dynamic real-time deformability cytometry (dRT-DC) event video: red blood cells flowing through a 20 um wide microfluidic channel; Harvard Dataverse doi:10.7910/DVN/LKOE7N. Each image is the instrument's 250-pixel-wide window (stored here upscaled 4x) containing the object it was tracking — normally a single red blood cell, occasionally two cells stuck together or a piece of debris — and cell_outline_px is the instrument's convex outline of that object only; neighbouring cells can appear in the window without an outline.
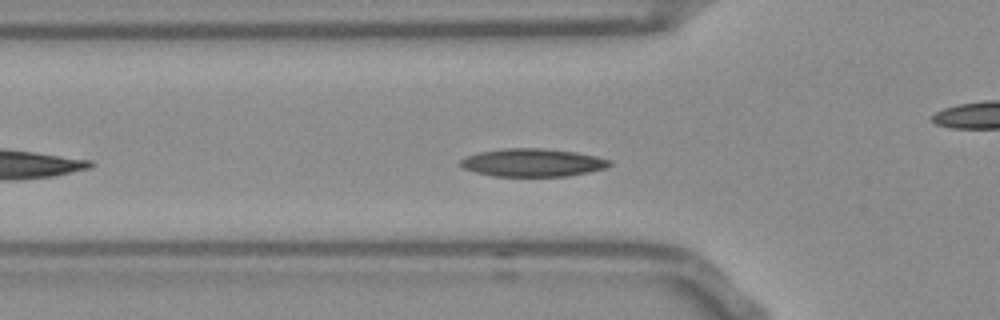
{"species": "Egyptian fruit bat (a non-hibernating species)", "species_latin": "Rousettus aegyptiacus", "temperature_condition": "room temperature", "stored_images_in_passage": 14, "camera_frame_rate_fps": 3000, "um_per_image_px": 0.085, "frame": {"image": 1, "passage_image": 3, "time_ms": 0.667, "image_size_px": [1000, 320], "cell_outline_px": [[612, 164], [604, 168], [588, 172], [568, 176], [492, 176], [476, 172], [464, 168], [460, 164], [460, 160], [468, 156], [480, 152], [504, 148], [544, 148], [576, 152], [596, 156], [612, 160]], "centroid_in_image_um": [45.3, 13.82], "position_along_channel_um": 80.5, "area_um2": 24.22}}
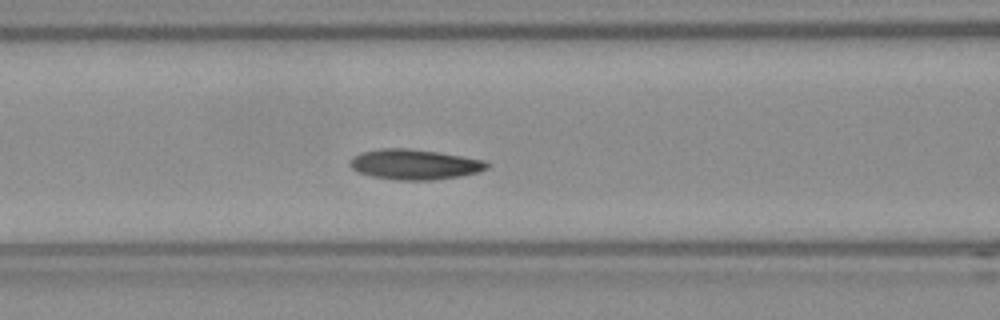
{"frame": {"image": 2, "passage_image": 7, "time_ms": 2.0, "image_size_px": [1000, 320], "cell_outline_px": [[488, 168], [476, 172], [460, 176], [432, 180], [396, 180], [372, 176], [356, 172], [348, 164], [348, 160], [352, 156], [360, 152], [380, 148], [408, 148], [440, 152], [484, 160], [488, 164]], "centroid_in_image_um": [35.16, 13.96], "position_along_channel_um": 131.4, "area_um2": 24.33}}